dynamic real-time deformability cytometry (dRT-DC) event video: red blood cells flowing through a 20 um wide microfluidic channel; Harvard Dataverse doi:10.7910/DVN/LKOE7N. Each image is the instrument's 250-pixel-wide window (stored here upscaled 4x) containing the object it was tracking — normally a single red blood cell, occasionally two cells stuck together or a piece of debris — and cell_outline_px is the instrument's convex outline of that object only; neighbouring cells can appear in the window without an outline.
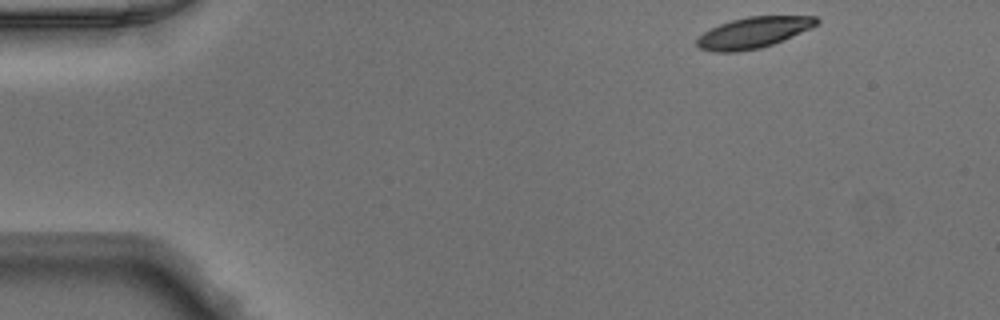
{"species": "Egyptian fruit bat (a non-hibernating species)", "species_latin": "Rousettus aegyptiacus", "temperature_condition": "warm", "stored_images_in_passage": 44, "camera_frame_rate_fps": 3000, "um_per_image_px": 0.085, "animal": {"sex": "male"}, "frame": {"image": 1, "passage_image": 1, "time_ms": 0.0, "image_size_px": [1000, 320], "cell_outline_px": [[820, 20], [816, 24], [800, 32], [772, 44], [760, 48], [736, 52], [712, 52], [700, 48], [696, 44], [696, 40], [704, 32], [720, 24], [732, 20], [748, 16], [816, 16]], "centroid_in_image_um": [63.99, 2.77], "position_along_channel_um": 21.0, "area_um2": 21.21}}
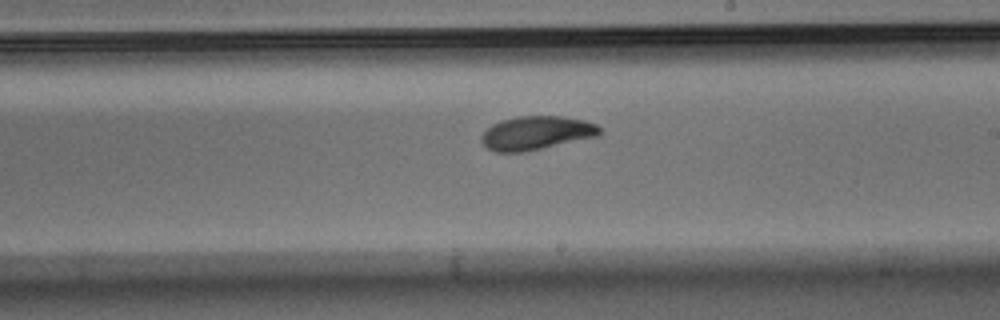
{"frame": {"image": 2, "passage_image": 24, "time_ms": 7.667, "image_size_px": [1000, 320], "cell_outline_px": [[604, 132], [596, 136], [524, 152], [496, 152], [488, 148], [480, 140], [480, 136], [492, 124], [500, 120], [516, 116], [560, 116], [584, 120], [596, 124]], "centroid_in_image_um": [45.57, 11.29], "position_along_channel_um": 243.4, "area_um2": 23.12}}
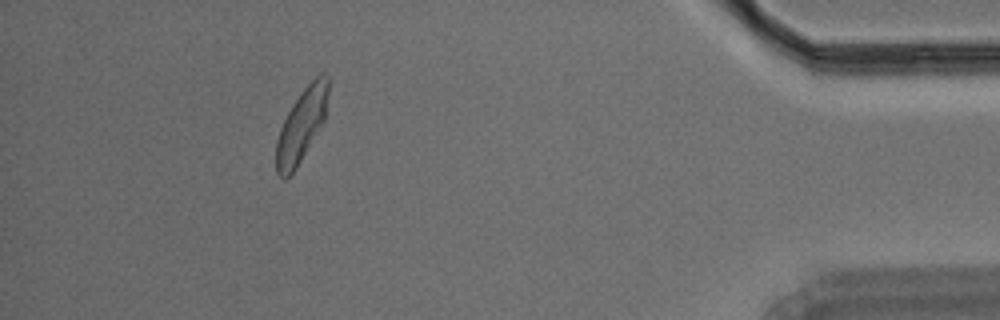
{"frame": {"image": 3, "passage_image": 40, "time_ms": 13.0, "image_size_px": [1000, 320], "cell_outline_px": [[328, 92], [324, 120], [296, 168], [284, 180], [276, 172], [276, 140], [280, 128], [292, 104], [300, 92], [320, 72], [324, 72], [328, 76]], "centroid_in_image_um": [25.61, 10.62], "position_along_channel_um": 409.6, "area_um2": 21.79}}